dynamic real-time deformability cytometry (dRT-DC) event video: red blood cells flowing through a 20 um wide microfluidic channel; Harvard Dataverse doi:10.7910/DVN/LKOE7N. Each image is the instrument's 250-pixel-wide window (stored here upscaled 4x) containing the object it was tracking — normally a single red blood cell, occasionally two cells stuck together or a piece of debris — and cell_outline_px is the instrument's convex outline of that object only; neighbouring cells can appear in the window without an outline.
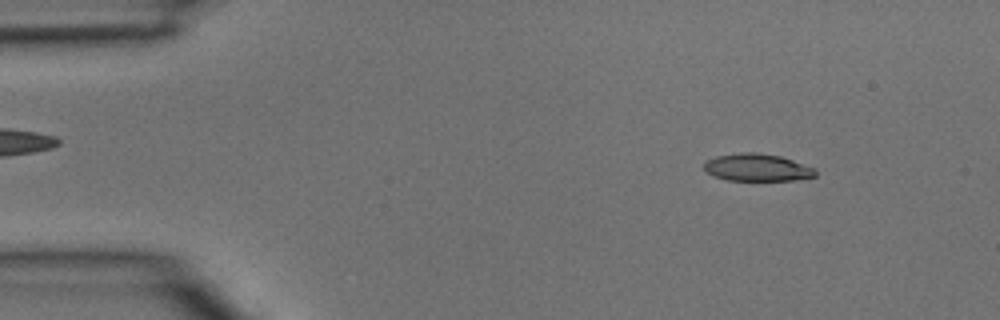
{"species": "common noctule bat (a hibernating species)", "species_latin": "Nyctalus noctula", "temperature_condition": "room temperature", "stored_images_in_passage": 3, "camera_frame_rate_fps": 3000, "um_per_image_px": 0.085, "animal": {"sex": "male", "body_mass_g": 15.6}, "frame": {"image": 1, "passage_image": 1, "time_ms": 0.0, "image_size_px": [1000, 320], "cell_outline_px": [[816, 176], [796, 180], [728, 180], [712, 176], [704, 168], [704, 160], [716, 156], [740, 152], [756, 152], [780, 156], [816, 168]], "centroid_in_image_um": [64.35, 14.23], "position_along_channel_um": 20.7, "area_um2": 17.86}}